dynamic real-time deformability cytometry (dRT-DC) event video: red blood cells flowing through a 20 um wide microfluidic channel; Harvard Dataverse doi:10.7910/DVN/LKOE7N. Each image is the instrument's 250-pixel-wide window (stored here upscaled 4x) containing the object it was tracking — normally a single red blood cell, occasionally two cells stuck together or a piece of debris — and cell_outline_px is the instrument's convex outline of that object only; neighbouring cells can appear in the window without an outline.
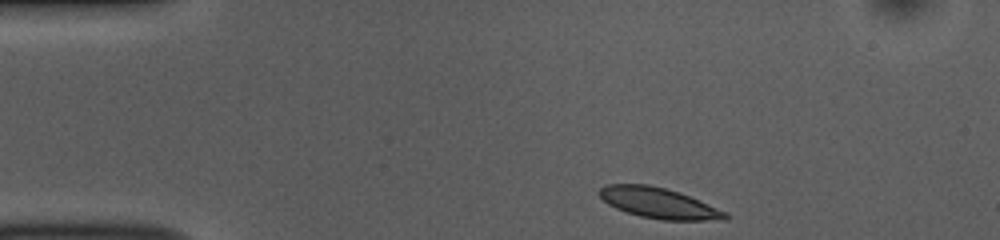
{"species": "common noctule bat (a hibernating species)", "species_latin": "Nyctalus noctula", "temperature_condition": "room temperature", "stored_images_in_passage": 45, "camera_frame_rate_fps": 3000, "um_per_image_px": 0.085, "animal": {"sex": "female", "body_mass_g": 10.0, "forearm_length_mm": 53.1}, "frame": {"image": 1, "passage_image": 1, "time_ms": 0.0, "image_size_px": [1000, 240], "cell_outline_px": [[732, 216], [728, 220], [660, 220], [640, 216], [616, 208], [608, 204], [596, 192], [600, 188], [608, 184], [648, 184], [664, 188], [688, 196], [728, 212]], "centroid_in_image_um": [56.02, 17.27], "position_along_channel_um": 29.0, "area_um2": 22.37}}
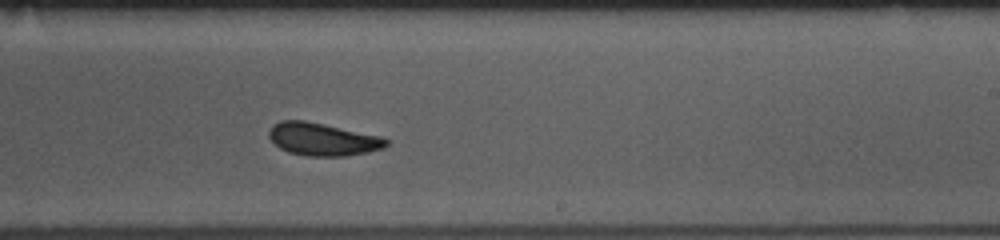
{"frame": {"image": 2, "passage_image": 24, "time_ms": 7.667, "image_size_px": [1000, 240], "cell_outline_px": [[388, 144], [384, 148], [368, 152], [344, 156], [308, 156], [288, 152], [280, 148], [268, 136], [268, 132], [272, 124], [280, 120], [304, 120], [384, 136], [388, 140]], "centroid_in_image_um": [27.44, 11.83], "position_along_channel_um": 261.6, "area_um2": 22.54}}
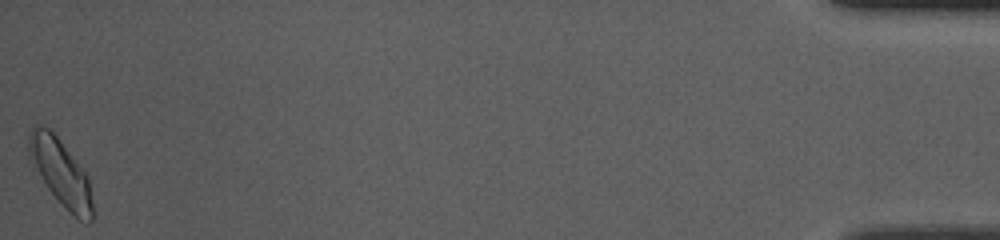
{"frame": {"image": 3, "passage_image": 45, "time_ms": 14.667, "image_size_px": [1000, 240], "cell_outline_px": [[92, 220], [88, 224], [84, 224], [48, 188], [28, 160], [28, 136], [32, 124], [40, 124], [48, 128], [60, 140], [88, 176], [92, 204]], "centroid_in_image_um": [5.12, 14.59], "position_along_channel_um": 430.1, "area_um2": 24.33}, "authors_computed_cell_mechanics": {"area_um2": 22.3686, "velocity_mm_per_s": 3.7461, "shape_relaxation_time_tau1_ms": 3.2881, "shape_relaxation_time_tau2_ms": 3.1132, "deformation_change_tau1": 0.1066, "deformation_change_tau2": 0.085}}